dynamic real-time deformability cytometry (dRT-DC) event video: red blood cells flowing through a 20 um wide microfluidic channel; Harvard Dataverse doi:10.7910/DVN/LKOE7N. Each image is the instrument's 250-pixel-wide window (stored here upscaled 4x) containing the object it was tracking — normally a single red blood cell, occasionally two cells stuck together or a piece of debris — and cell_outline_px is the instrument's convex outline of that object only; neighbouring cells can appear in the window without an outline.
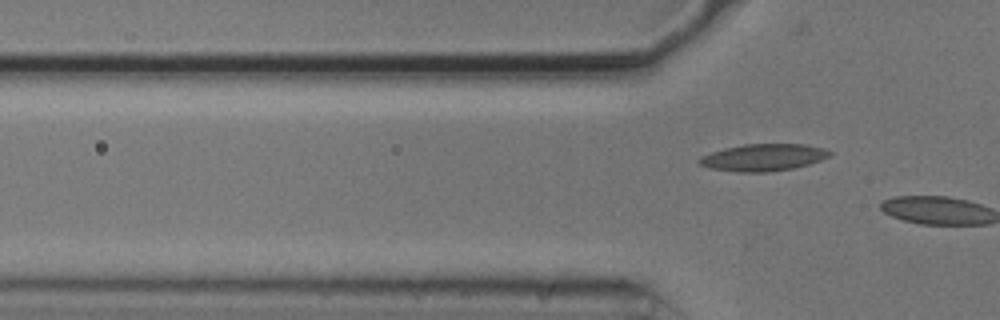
{"species": "common noctule bat (a hibernating species)", "species_latin": "Nyctalus noctula", "temperature_condition": "cold", "stored_images_in_passage": 13, "camera_frame_rate_fps": 3000, "um_per_image_px": 0.085, "animal": {"sex": "male", "body_mass_g": 20.5, "forearm_length_mm": 52.5}, "frame": {"image": 1, "passage_image": 13, "time_ms": 4.0, "image_size_px": [1000, 320], "cell_outline_px": [[832, 152], [828, 156], [820, 160], [808, 164], [792, 168], [764, 172], [736, 172], [708, 168], [700, 164], [696, 160], [700, 156], [724, 148], [744, 144], [804, 144], [824, 148]], "centroid_in_image_um": [64.83, 13.38], "position_along_channel_um": 61.0, "area_um2": 20.46}}